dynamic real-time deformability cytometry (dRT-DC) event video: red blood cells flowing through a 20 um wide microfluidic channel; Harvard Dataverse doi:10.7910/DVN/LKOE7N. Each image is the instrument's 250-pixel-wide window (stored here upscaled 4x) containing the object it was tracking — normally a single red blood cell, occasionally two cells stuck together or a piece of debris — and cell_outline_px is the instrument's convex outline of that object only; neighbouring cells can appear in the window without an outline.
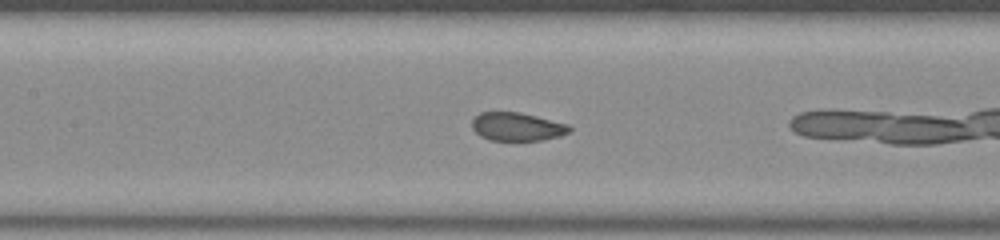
{"species": "common noctule bat (a hibernating species)", "species_latin": "Nyctalus noctula", "temperature_condition": "room temperature", "stored_images_in_passage": 40, "camera_frame_rate_fps": 3000, "um_per_image_px": 0.085, "animal": {"sex": "male", "body_mass_g": 20.0, "forearm_length_mm": 53.3}, "frame": {"image": 1, "passage_image": 21, "time_ms": 6.667, "image_size_px": [1000, 240], "cell_outline_px": [[572, 128], [568, 132], [560, 136], [544, 140], [488, 140], [480, 136], [472, 128], [472, 120], [480, 112], [520, 112], [568, 124]], "centroid_in_image_um": [43.94, 10.77], "position_along_channel_um": 163.5, "area_um2": 16.07}}
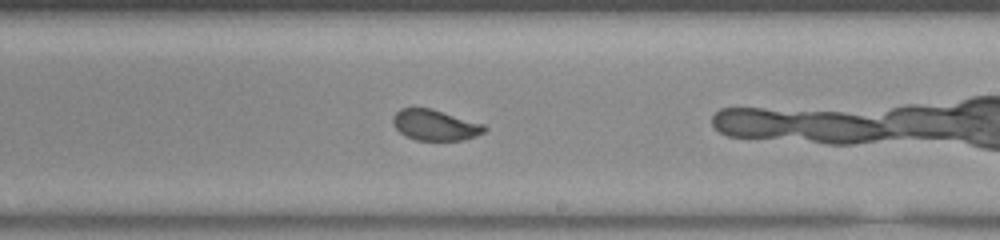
{"frame": {"image": 2, "passage_image": 28, "time_ms": 9.0, "image_size_px": [1000, 240], "cell_outline_px": [[488, 128], [484, 132], [464, 140], [416, 140], [404, 136], [392, 124], [392, 116], [400, 108], [432, 108], [484, 124]], "centroid_in_image_um": [36.96, 10.62], "position_along_channel_um": 252.0, "area_um2": 16.53}}
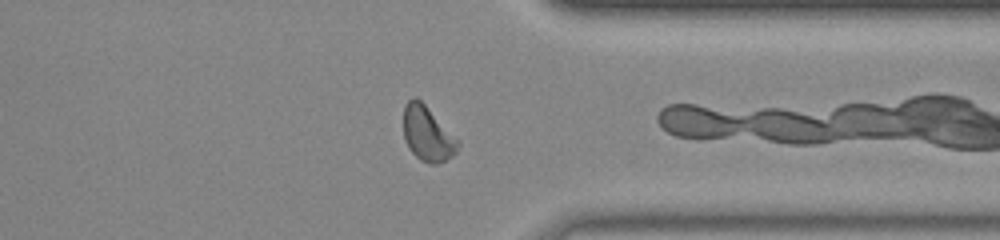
{"frame": {"image": 3, "passage_image": 38, "time_ms": 12.333, "image_size_px": [1000, 240], "cell_outline_px": [[460, 144], [456, 152], [452, 156], [436, 164], [432, 164], [420, 160], [408, 148], [404, 140], [404, 104], [412, 96], [416, 96], [460, 140]], "centroid_in_image_um": [36.33, 11.36], "position_along_channel_um": 375.1, "area_um2": 17.46}}